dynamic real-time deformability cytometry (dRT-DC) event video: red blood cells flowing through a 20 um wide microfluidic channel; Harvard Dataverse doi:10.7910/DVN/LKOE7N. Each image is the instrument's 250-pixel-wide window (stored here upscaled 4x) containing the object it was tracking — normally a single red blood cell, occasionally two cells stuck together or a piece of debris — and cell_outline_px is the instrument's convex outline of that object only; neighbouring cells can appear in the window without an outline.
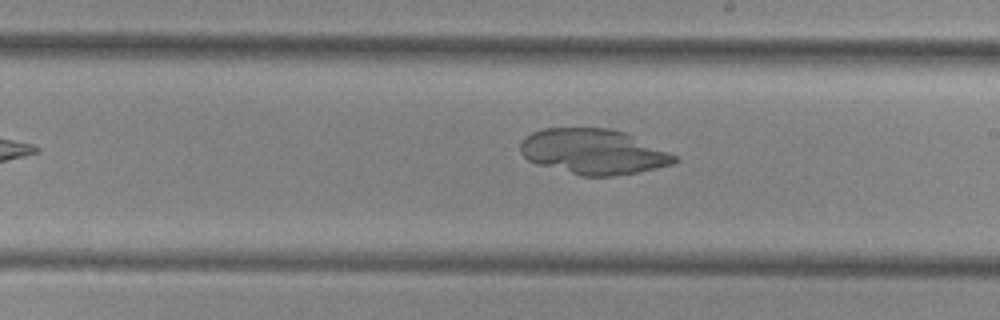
{"species": "common noctule bat (a hibernating species)", "species_latin": "Nyctalus noctula", "temperature_condition": "cold", "stored_images_in_passage": 34, "camera_frame_rate_fps": 3000, "um_per_image_px": 0.085, "animal": {"sex": "female", "body_mass_g": 29.2, "forearm_length_mm": 56.3}, "frame": {"image": 1, "passage_image": 16, "time_ms": 5.0, "image_size_px": [1000, 320], "cell_outline_px": [[680, 160], [672, 164], [656, 168], [636, 172], [612, 176], [580, 176], [536, 164], [528, 160], [520, 152], [520, 144], [532, 132], [544, 128], [608, 128], [624, 132], [668, 152], [676, 156]], "centroid_in_image_um": [50.41, 12.9], "position_along_channel_um": 238.6, "area_um2": 40.34}}
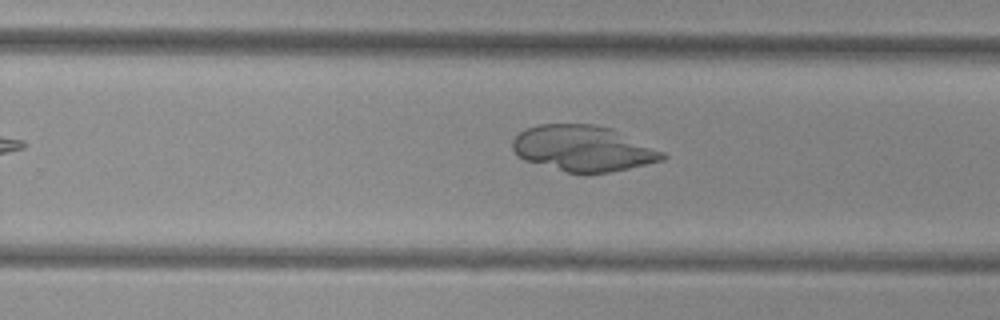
{"frame": {"image": 2, "passage_image": 19, "time_ms": 6.0, "image_size_px": [1000, 320], "cell_outline_px": [[668, 156], [664, 160], [628, 168], [588, 176], [568, 172], [524, 160], [516, 156], [512, 148], [512, 140], [520, 132], [536, 124], [596, 124], [612, 128], [664, 152]], "centroid_in_image_um": [49.56, 12.63], "position_along_channel_um": 280.2, "area_um2": 40.34}}
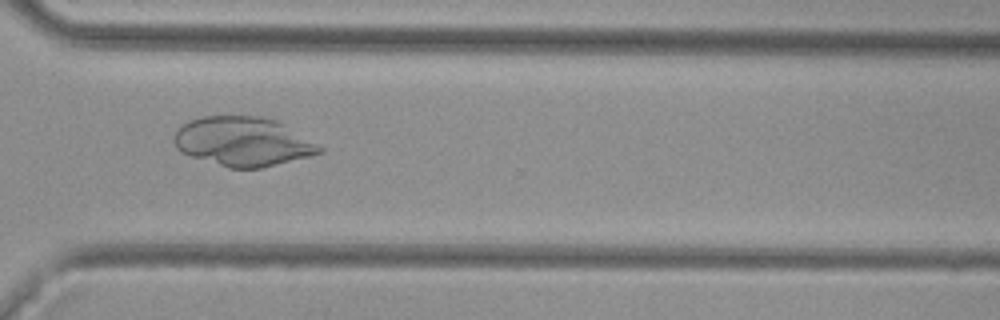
{"frame": {"image": 3, "passage_image": 24, "time_ms": 7.667, "image_size_px": [1000, 320], "cell_outline_px": [[324, 152], [260, 168], [228, 168], [180, 152], [176, 148], [176, 132], [188, 120], [204, 116], [264, 116], [276, 120], [284, 124], [324, 148]], "centroid_in_image_um": [20.66, 12.03], "position_along_channel_um": 349.9, "area_um2": 41.21}}